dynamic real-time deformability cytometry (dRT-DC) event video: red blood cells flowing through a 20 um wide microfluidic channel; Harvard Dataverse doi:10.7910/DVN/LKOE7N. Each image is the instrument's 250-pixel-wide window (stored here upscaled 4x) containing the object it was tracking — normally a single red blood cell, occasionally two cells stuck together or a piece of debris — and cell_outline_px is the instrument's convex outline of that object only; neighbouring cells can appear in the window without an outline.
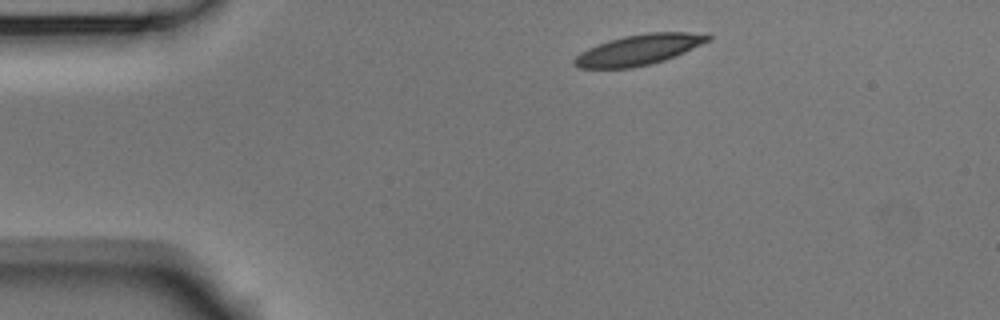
{"species": "Egyptian fruit bat (a non-hibernating species)", "species_latin": "Rousettus aegyptiacus", "temperature_condition": "room temperature", "stored_images_in_passage": 9, "camera_frame_rate_fps": 3000, "um_per_image_px": 0.085, "animal": {"sex": "male"}, "frame": {"image": 1, "passage_image": 1, "time_ms": 0.0, "image_size_px": [1000, 320], "cell_outline_px": [[712, 36], [708, 40], [684, 52], [664, 60], [632, 68], [580, 68], [572, 64], [572, 60], [580, 52], [588, 48], [608, 40], [624, 36], [648, 32], [688, 32]], "centroid_in_image_um": [54.21, 4.23], "position_along_channel_um": 30.8, "area_um2": 23.41}}
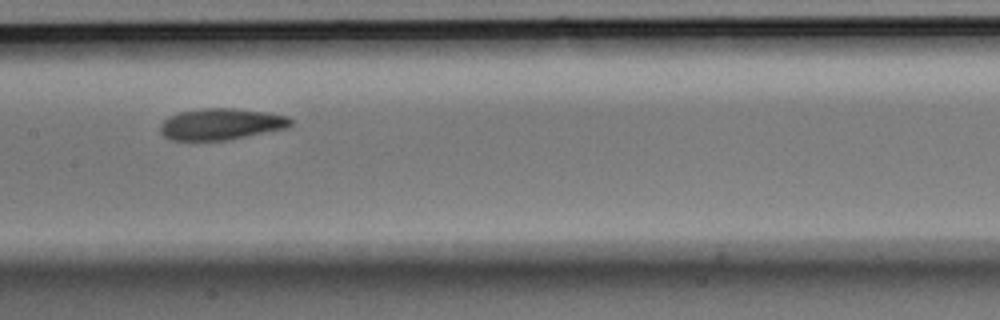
{"frame": {"image": 2, "passage_image": 6, "time_ms": 1.667, "image_size_px": [1000, 320], "cell_outline_px": [[292, 124], [284, 128], [228, 140], [172, 140], [164, 136], [160, 132], [160, 124], [168, 116], [180, 112], [200, 108], [236, 108], [268, 112], [288, 116], [292, 120]], "centroid_in_image_um": [18.77, 10.53], "position_along_channel_um": 188.6, "area_um2": 23.87}}
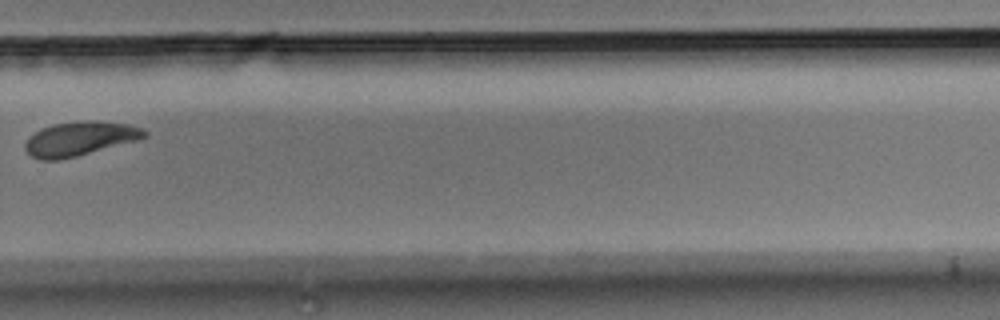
{"frame": {"image": 3, "passage_image": 9, "time_ms": 2.667, "image_size_px": [1000, 320], "cell_outline_px": [[148, 136], [140, 140], [76, 156], [56, 160], [40, 160], [32, 156], [24, 148], [24, 144], [28, 136], [40, 128], [52, 124], [76, 120], [96, 120], [128, 124], [144, 128], [148, 132]], "centroid_in_image_um": [6.8, 11.76], "position_along_channel_um": 323.0, "area_um2": 24.22}}